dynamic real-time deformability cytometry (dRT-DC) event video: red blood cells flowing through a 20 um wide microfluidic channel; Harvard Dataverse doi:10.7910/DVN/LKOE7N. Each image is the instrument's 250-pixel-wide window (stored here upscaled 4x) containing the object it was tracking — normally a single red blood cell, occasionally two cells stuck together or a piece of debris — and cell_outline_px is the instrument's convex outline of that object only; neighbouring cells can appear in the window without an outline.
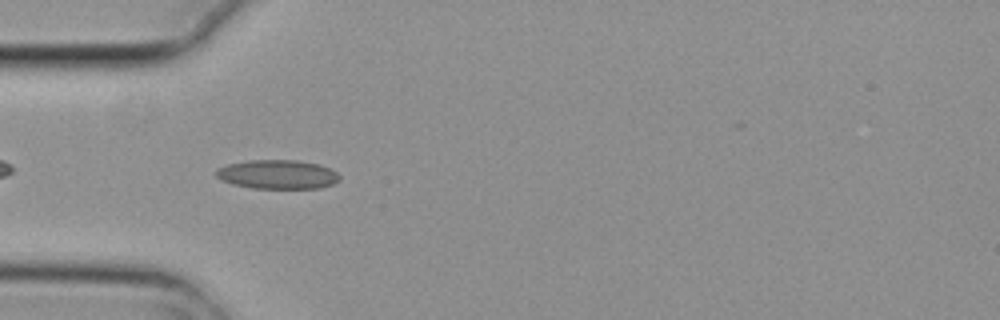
{"species": "common noctule bat (a hibernating species)", "species_latin": "Nyctalus noctula", "temperature_condition": "cold", "stored_images_in_passage": 5, "camera_frame_rate_fps": 3000, "um_per_image_px": 0.085, "animal": {"sex": "female", "body_mass_g": 29.2, "forearm_length_mm": 56.3}, "frame": {"image": 1, "passage_image": 4, "time_ms": 1.0, "image_size_px": [1000, 320], "cell_outline_px": [[340, 180], [332, 184], [320, 188], [252, 188], [232, 184], [220, 180], [212, 172], [216, 168], [228, 164], [248, 160], [296, 160], [320, 164], [336, 172], [340, 176]], "centroid_in_image_um": [23.54, 14.82], "position_along_channel_um": 61.5, "area_um2": 21.1}}
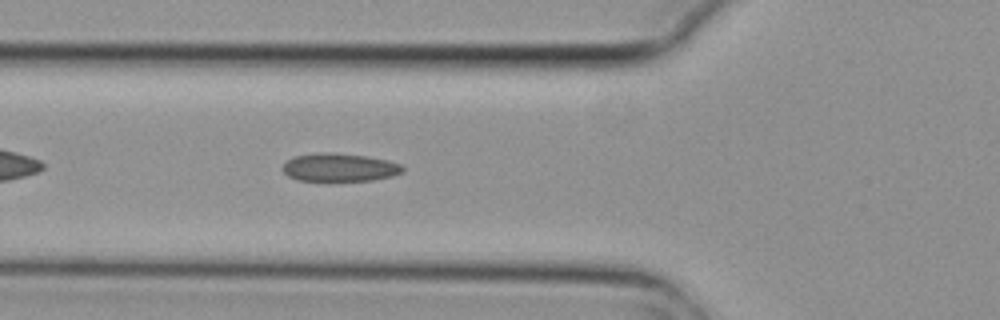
{"frame": {"image": 2, "passage_image": 5, "time_ms": 1.333, "image_size_px": [1000, 320], "cell_outline_px": [[404, 172], [392, 176], [372, 180], [328, 184], [296, 180], [288, 176], [280, 168], [288, 160], [296, 156], [324, 152], [364, 156], [388, 160], [400, 164], [404, 168]], "centroid_in_image_um": [28.83, 14.3], "position_along_channel_um": 97.0, "area_um2": 20.46}}